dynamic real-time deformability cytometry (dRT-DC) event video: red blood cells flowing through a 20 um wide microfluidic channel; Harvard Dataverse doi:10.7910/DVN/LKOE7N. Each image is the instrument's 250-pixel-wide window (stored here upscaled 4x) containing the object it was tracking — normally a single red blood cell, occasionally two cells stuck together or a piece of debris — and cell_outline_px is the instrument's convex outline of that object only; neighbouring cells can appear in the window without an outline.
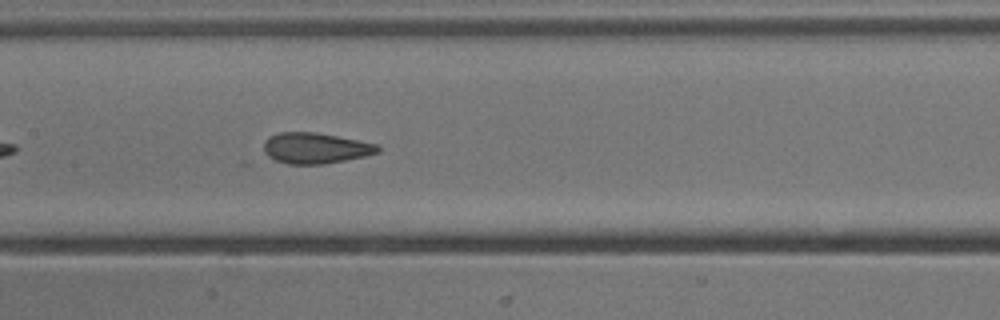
{"species": "common noctule bat (a hibernating species)", "species_latin": "Nyctalus noctula", "temperature_condition": "cold", "stored_images_in_passage": 21, "camera_frame_rate_fps": 3000, "um_per_image_px": 0.085, "animal": {"sex": "male", "body_mass_g": 13.3}, "frame": {"image": 1, "passage_image": 12, "time_ms": 3.667, "image_size_px": [1000, 320], "cell_outline_px": [[380, 152], [364, 156], [324, 164], [288, 164], [276, 160], [268, 156], [264, 152], [264, 140], [268, 136], [280, 132], [316, 132], [376, 144], [380, 148]], "centroid_in_image_um": [26.77, 12.59], "position_along_channel_um": 180.6, "area_um2": 20.35}}
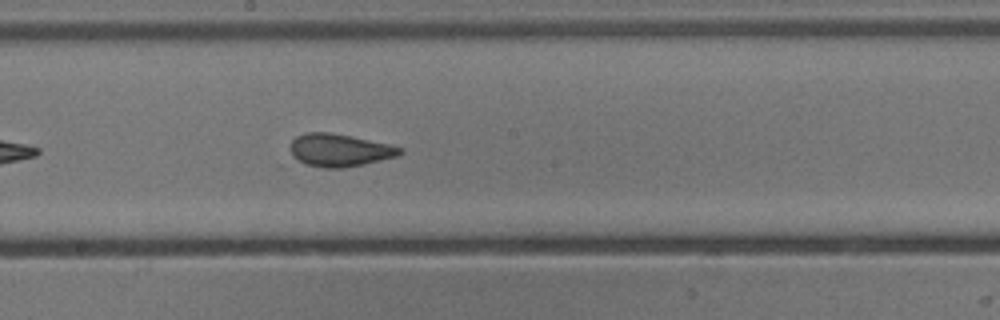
{"frame": {"image": 2, "passage_image": 15, "time_ms": 4.667, "image_size_px": [1000, 320], "cell_outline_px": [[404, 152], [396, 156], [364, 164], [344, 168], [324, 168], [308, 164], [292, 156], [292, 140], [296, 136], [304, 132], [328, 132], [352, 136], [388, 144], [404, 148]], "centroid_in_image_um": [28.88, 12.75], "position_along_channel_um": 219.3, "area_um2": 20.69}}